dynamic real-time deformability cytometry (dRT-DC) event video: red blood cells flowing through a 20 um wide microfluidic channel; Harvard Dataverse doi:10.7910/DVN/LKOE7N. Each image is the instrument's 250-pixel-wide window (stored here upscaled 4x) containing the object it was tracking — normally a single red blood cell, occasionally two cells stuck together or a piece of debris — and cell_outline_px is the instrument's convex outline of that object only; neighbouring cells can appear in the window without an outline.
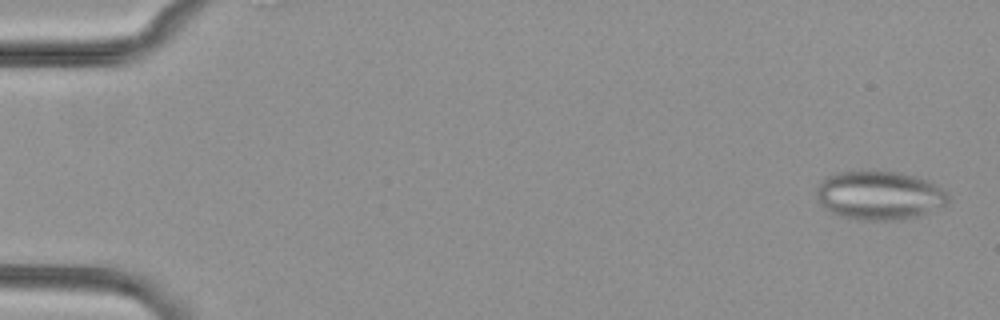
{"species": "common noctule bat (a hibernating species)", "species_latin": "Nyctalus noctula", "temperature_condition": "cold", "stored_images_in_passage": 5, "camera_frame_rate_fps": 3000, "um_per_image_px": 0.085, "animal": {"sex": "female", "body_mass_g": 29.2, "forearm_length_mm": 56.3}, "frame": {"image": 1, "passage_image": 1, "time_ms": 0.0, "image_size_px": [1000, 320], "cell_outline_px": [[948, 200], [944, 204], [928, 212], [916, 216], [900, 220], [856, 220], [836, 216], [824, 208], [820, 204], [816, 192], [816, 188], [820, 180], [824, 176], [836, 172], [896, 172], [928, 180], [944, 188], [948, 192]], "centroid_in_image_um": [74.69, 16.62], "position_along_channel_um": 10.3, "area_um2": 37.57}}